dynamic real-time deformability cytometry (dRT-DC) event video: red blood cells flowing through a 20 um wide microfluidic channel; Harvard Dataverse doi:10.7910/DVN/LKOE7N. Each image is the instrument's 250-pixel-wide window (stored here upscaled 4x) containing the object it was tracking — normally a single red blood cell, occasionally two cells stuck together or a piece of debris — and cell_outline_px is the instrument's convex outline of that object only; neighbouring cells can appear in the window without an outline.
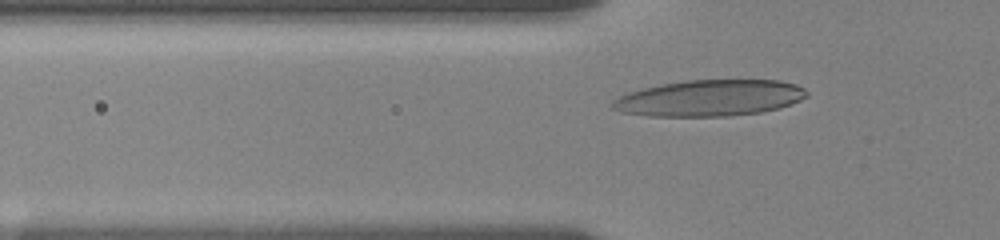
{"species": "human", "species_latin": "Homo sapiens", "temperature_condition": "room temperature", "stored_images_in_passage": 48, "camera_frame_rate_fps": 3000, "um_per_image_px": 0.085, "donor": {"sex": "female"}, "frame": {"image": 1, "passage_image": 18, "time_ms": 5.667, "image_size_px": [1000, 240], "cell_outline_px": [[808, 96], [792, 104], [780, 108], [760, 112], [728, 116], [648, 116], [620, 112], [612, 108], [608, 104], [612, 100], [628, 92], [660, 84], [684, 80], [780, 80], [796, 84], [804, 88], [808, 92]], "centroid_in_image_um": [60.31, 8.33], "position_along_channel_um": 65.5, "area_um2": 41.38}}
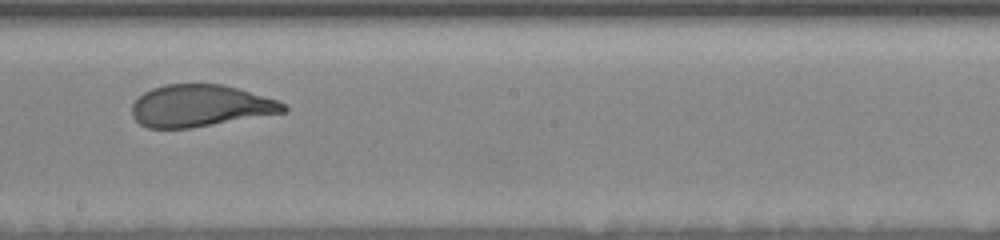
{"frame": {"image": 2, "passage_image": 32, "time_ms": 10.333, "image_size_px": [1000, 240], "cell_outline_px": [[288, 112], [192, 128], [148, 128], [140, 124], [132, 116], [132, 104], [144, 92], [152, 88], [164, 84], [224, 84], [240, 88], [280, 100], [288, 108]], "centroid_in_image_um": [17.08, 8.99], "position_along_channel_um": 231.1, "area_um2": 37.45}}
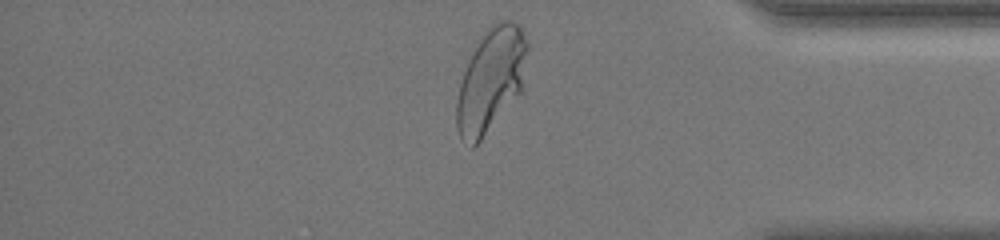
{"frame": {"image": 3, "passage_image": 47, "time_ms": 15.333, "image_size_px": [1000, 240], "cell_outline_px": [[528, 48], [520, 92], [480, 140], [472, 148], [460, 136], [456, 124], [456, 100], [460, 84], [464, 72], [476, 40], [492, 24], [500, 20], [512, 20], [520, 28], [528, 44]], "centroid_in_image_um": [41.7, 6.76], "position_along_channel_um": 393.5, "area_um2": 42.02}, "authors_computed_cell_mechanics": {"area_um2": 38.1769, "velocity_mm_per_s": 3.5949, "shape_relaxation_time_tau1_ms": 2.9437, "shape_relaxation_time_tau2_ms": null, "deformation_change_tau1": 0.1939, "deformation_change_tau2": null}}